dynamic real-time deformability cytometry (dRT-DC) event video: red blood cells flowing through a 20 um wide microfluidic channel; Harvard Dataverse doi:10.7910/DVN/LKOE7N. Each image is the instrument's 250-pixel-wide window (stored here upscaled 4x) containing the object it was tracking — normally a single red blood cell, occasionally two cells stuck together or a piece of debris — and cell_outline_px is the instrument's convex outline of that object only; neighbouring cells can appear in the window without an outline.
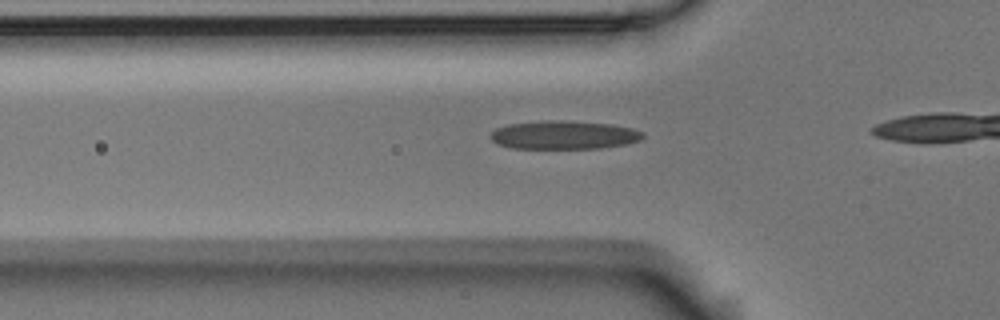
{"species": "Egyptian fruit bat (a non-hibernating species)", "species_latin": "Rousettus aegyptiacus", "temperature_condition": "room temperature", "stored_images_in_passage": 18, "camera_frame_rate_fps": 3000, "um_per_image_px": 0.085, "animal": {"sex": "male"}, "frame": {"image": 1, "passage_image": 13, "time_ms": 4.0, "image_size_px": [1000, 320], "cell_outline_px": [[644, 136], [640, 140], [628, 144], [600, 148], [512, 148], [496, 144], [488, 136], [496, 128], [508, 124], [544, 120], [560, 120], [612, 124], [632, 128], [644, 132]], "centroid_in_image_um": [47.93, 11.47], "position_along_channel_um": 77.9, "area_um2": 25.43}}
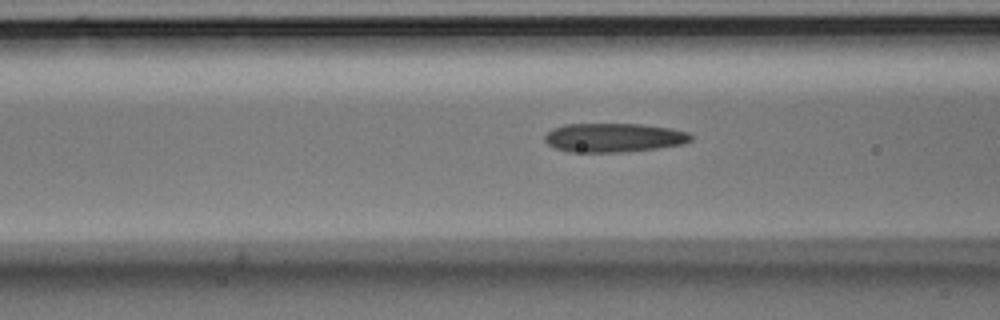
{"frame": {"image": 2, "passage_image": 16, "time_ms": 5.0, "image_size_px": [1000, 320], "cell_outline_px": [[692, 140], [684, 144], [660, 148], [628, 152], [572, 152], [552, 148], [544, 140], [544, 136], [552, 128], [564, 124], [640, 124], [668, 128], [688, 132], [692, 136]], "centroid_in_image_um": [52.16, 11.71], "position_along_channel_um": 114.4, "area_um2": 24.91}}